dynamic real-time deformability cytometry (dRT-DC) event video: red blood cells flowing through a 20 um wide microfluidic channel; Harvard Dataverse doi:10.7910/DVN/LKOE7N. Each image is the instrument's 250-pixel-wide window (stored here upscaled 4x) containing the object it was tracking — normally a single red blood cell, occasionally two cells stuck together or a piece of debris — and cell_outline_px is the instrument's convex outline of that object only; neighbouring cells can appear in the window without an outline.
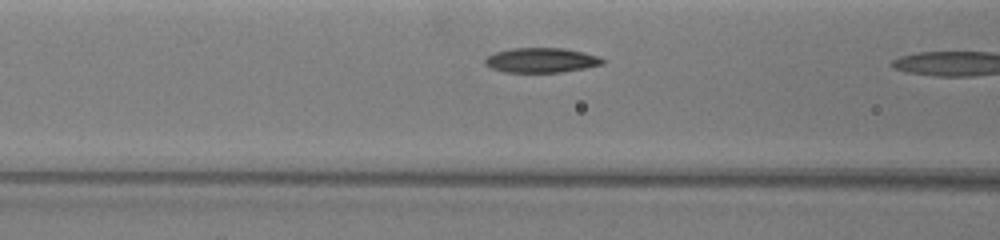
{"species": "common noctule bat (a hibernating species)", "species_latin": "Nyctalus noctula", "temperature_condition": "warm", "stored_images_in_passage": 9, "camera_frame_rate_fps": 3000, "um_per_image_px": 0.085, "animal": {"sex": "female", "body_mass_g": 19.5, "forearm_length_mm": 54.1}, "frame": {"image": 1, "passage_image": 8, "time_ms": 4.0, "image_size_px": [1000, 240], "cell_outline_px": [[604, 64], [584, 68], [560, 72], [504, 72], [492, 68], [484, 64], [484, 60], [488, 56], [496, 52], [512, 48], [564, 48], [584, 52], [600, 56], [604, 60]], "centroid_in_image_um": [46.02, 5.11], "position_along_channel_um": 120.6, "area_um2": 16.94}}